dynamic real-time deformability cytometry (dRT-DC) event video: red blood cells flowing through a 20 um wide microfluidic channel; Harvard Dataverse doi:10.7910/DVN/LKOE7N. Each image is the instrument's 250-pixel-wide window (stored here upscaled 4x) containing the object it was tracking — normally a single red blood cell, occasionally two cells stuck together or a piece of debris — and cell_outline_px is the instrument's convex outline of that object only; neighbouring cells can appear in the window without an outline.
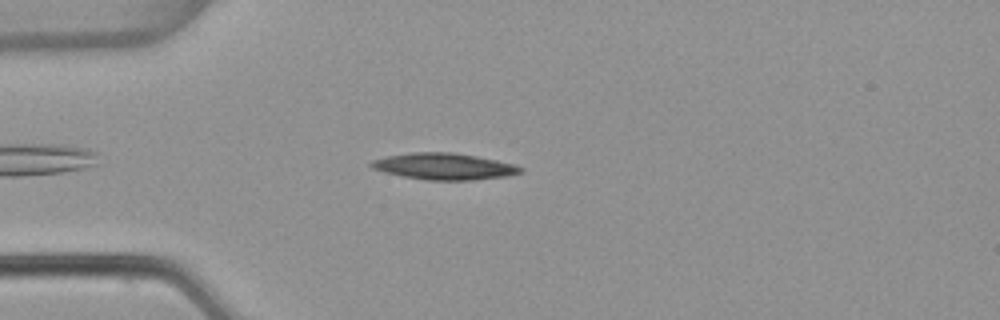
{"species": "common noctule bat (a hibernating species)", "species_latin": "Nyctalus noctula", "temperature_condition": "warm", "stored_images_in_passage": 3, "camera_frame_rate_fps": 3000, "um_per_image_px": 0.085, "animal": {"sex": "female", "body_mass_g": 22.7, "forearm_length_mm": 54.2}, "frame": {"image": 1, "passage_image": 3, "time_ms": 0.667, "image_size_px": [1000, 320], "cell_outline_px": [[524, 172], [508, 176], [472, 180], [428, 180], [404, 176], [384, 172], [372, 168], [368, 164], [372, 160], [384, 156], [412, 152], [452, 152], [476, 156], [516, 164], [524, 168]], "centroid_in_image_um": [37.77, 14.14], "position_along_channel_um": 47.2, "area_um2": 23.18}}